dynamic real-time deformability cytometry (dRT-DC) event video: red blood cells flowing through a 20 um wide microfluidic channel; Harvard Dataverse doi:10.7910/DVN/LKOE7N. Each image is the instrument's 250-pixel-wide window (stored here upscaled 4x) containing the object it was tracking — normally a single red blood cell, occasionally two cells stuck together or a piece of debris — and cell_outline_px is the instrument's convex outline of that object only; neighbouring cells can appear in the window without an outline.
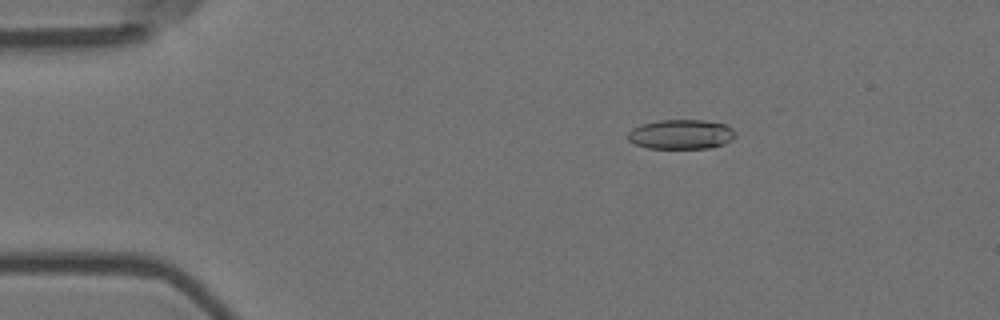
{"species": "Egyptian fruit bat (a non-hibernating species)", "species_latin": "Rousettus aegyptiacus", "temperature_condition": "room temperature", "stored_images_in_passage": 5, "camera_frame_rate_fps": 3000, "um_per_image_px": 0.085, "animal": {"sex": "female"}, "frame": {"image": 1, "passage_image": 3, "time_ms": 0.667, "image_size_px": [1000, 320], "cell_outline_px": [[736, 136], [732, 140], [724, 144], [708, 148], [648, 148], [636, 144], [628, 140], [628, 132], [632, 128], [640, 124], [660, 120], [704, 120], [724, 124], [732, 128], [736, 132]], "centroid_in_image_um": [57.9, 11.41], "position_along_channel_um": 27.1, "area_um2": 18.61}}